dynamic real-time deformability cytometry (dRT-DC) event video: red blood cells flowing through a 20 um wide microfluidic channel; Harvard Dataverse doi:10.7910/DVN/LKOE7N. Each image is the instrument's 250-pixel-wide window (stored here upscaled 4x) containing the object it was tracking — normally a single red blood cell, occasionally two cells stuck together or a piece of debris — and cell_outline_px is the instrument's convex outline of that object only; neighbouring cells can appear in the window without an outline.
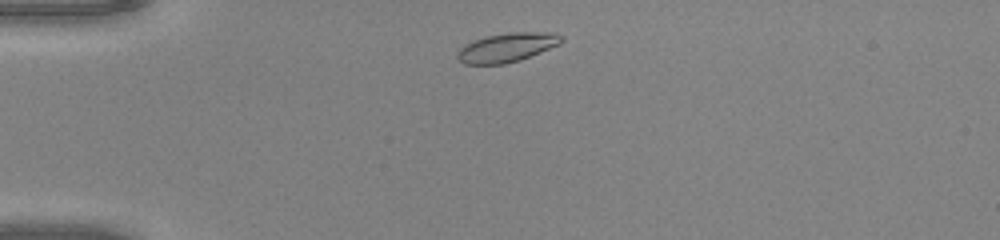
{"species": "common noctule bat (a hibernating species)", "species_latin": "Nyctalus noctula", "temperature_condition": "warm", "stored_images_in_passage": 39, "camera_frame_rate_fps": 3000, "um_per_image_px": 0.085, "animal": {"sex": "male", "body_mass_g": 20.0, "forearm_length_mm": 53.3}, "frame": {"image": 1, "passage_image": 2, "time_ms": 0.333, "image_size_px": [1000, 240], "cell_outline_px": [[564, 40], [560, 44], [520, 60], [504, 64], [464, 64], [456, 56], [456, 52], [460, 48], [472, 40], [484, 36], [508, 32], [556, 32], [564, 36]], "centroid_in_image_um": [43.11, 4.01], "position_along_channel_um": 41.9, "area_um2": 17.86}}
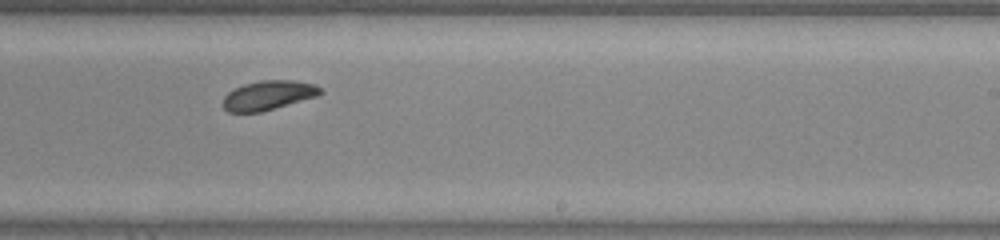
{"frame": {"image": 2, "passage_image": 21, "time_ms": 6.667, "image_size_px": [1000, 240], "cell_outline_px": [[324, 92], [316, 96], [260, 112], [228, 112], [224, 108], [224, 96], [228, 92], [244, 84], [260, 80], [292, 80], [316, 84]], "centroid_in_image_um": [22.81, 8.09], "position_along_channel_um": 266.2, "area_um2": 16.42}}
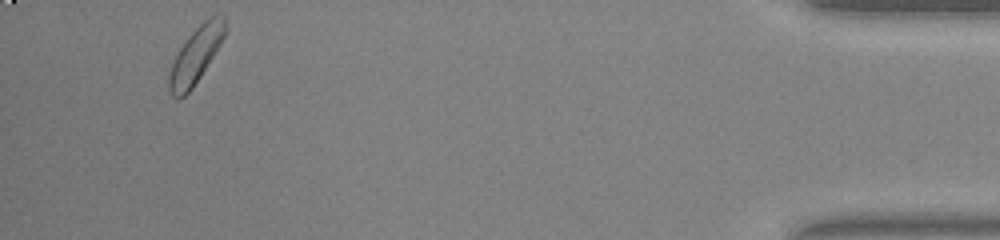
{"frame": {"image": 3, "passage_image": 37, "time_ms": 12.0, "image_size_px": [1000, 240], "cell_outline_px": [[224, 36], [220, 44], [200, 76], [192, 88], [180, 100], [176, 100], [172, 96], [168, 88], [168, 76], [172, 64], [180, 48], [188, 36], [208, 16], [216, 12], [224, 12]], "centroid_in_image_um": [16.63, 4.68], "position_along_channel_um": 418.6, "area_um2": 18.15}, "authors_computed_cell_mechanics": {"area_um2": 17.34, "velocity_mm_per_s": 4.1074, "shape_relaxation_time_tau1_ms": 2.1853, "shape_relaxation_time_tau2_ms": null, "deformation_change_tau1": 0.1054, "deformation_change_tau2": null}}